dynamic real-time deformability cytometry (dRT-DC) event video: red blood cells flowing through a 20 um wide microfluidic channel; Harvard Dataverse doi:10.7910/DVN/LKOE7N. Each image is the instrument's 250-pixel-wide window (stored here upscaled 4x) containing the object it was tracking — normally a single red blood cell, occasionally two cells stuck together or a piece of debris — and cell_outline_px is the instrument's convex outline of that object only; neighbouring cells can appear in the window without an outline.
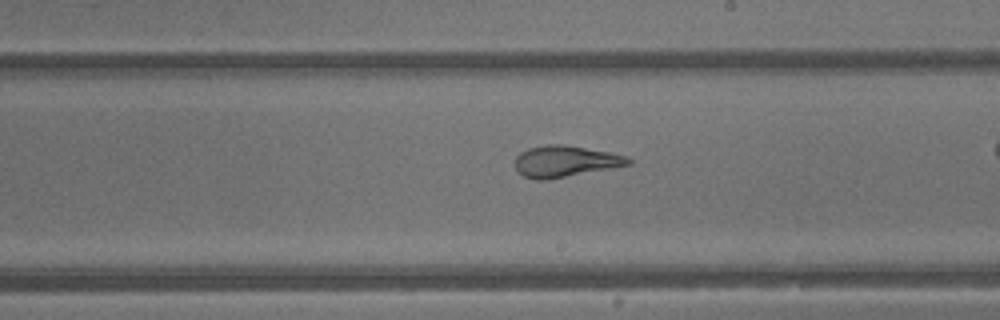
{"species": "common noctule bat (a hibernating species)", "species_latin": "Nyctalus noctula", "temperature_condition": "warm", "stored_images_in_passage": 34, "camera_frame_rate_fps": 3000, "um_per_image_px": 0.085, "animal": {"sex": "male", "body_mass_g": 13.3}, "frame": {"image": 1, "passage_image": 25, "time_ms": 8.0, "image_size_px": [1000, 320], "cell_outline_px": [[632, 164], [548, 180], [536, 180], [524, 176], [516, 168], [516, 156], [520, 152], [528, 148], [548, 144], [564, 144], [608, 152], [624, 156], [632, 160]], "centroid_in_image_um": [48.02, 13.71], "position_along_channel_um": 241.0, "area_um2": 20.52}}